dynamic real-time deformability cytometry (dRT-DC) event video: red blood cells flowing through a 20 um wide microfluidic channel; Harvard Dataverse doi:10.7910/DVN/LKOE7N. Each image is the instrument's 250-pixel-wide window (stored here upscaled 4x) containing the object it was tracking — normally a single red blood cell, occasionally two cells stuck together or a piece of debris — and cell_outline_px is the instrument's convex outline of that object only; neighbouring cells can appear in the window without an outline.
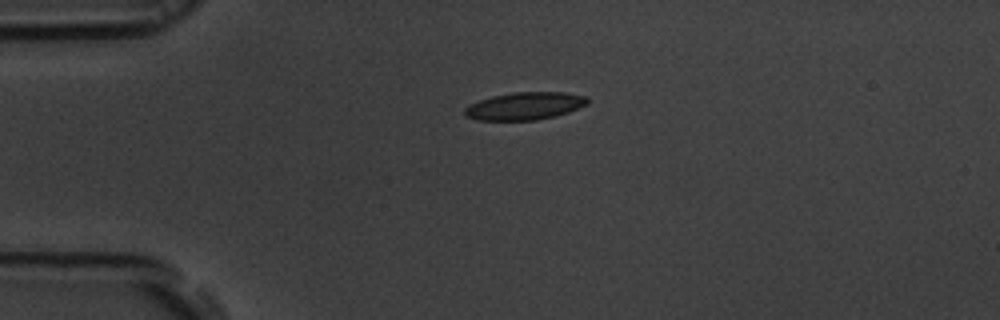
{"species": "common noctule bat (a hibernating species)", "species_latin": "Nyctalus noctula", "temperature_condition": "room temperature", "stored_images_in_passage": 43, "camera_frame_rate_fps": 3000, "um_per_image_px": 0.085, "animal": {"sex": "male", "body_mass_g": 19.5, "forearm_length_mm": 54.6}, "frame": {"image": 1, "passage_image": 1, "time_ms": 0.0, "image_size_px": [1000, 320], "cell_outline_px": [[588, 104], [568, 112], [556, 116], [536, 120], [476, 120], [464, 116], [464, 108], [468, 104], [492, 96], [512, 92], [564, 92], [588, 96]], "centroid_in_image_um": [44.59, 9.01], "position_along_channel_um": 40.4, "area_um2": 19.94}}
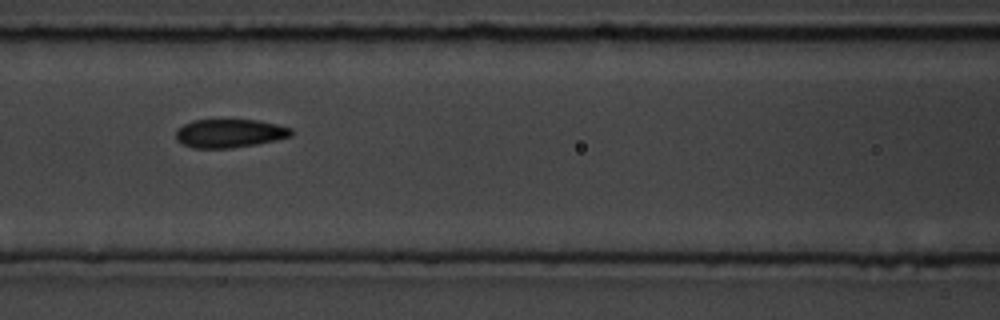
{"frame": {"image": 2, "passage_image": 12, "time_ms": 3.667, "image_size_px": [1000, 320], "cell_outline_px": [[292, 136], [276, 140], [256, 144], [232, 148], [192, 148], [180, 144], [176, 140], [176, 128], [192, 120], [256, 120], [276, 124], [292, 128]], "centroid_in_image_um": [19.47, 11.34], "position_along_channel_um": 147.1, "area_um2": 19.31}}
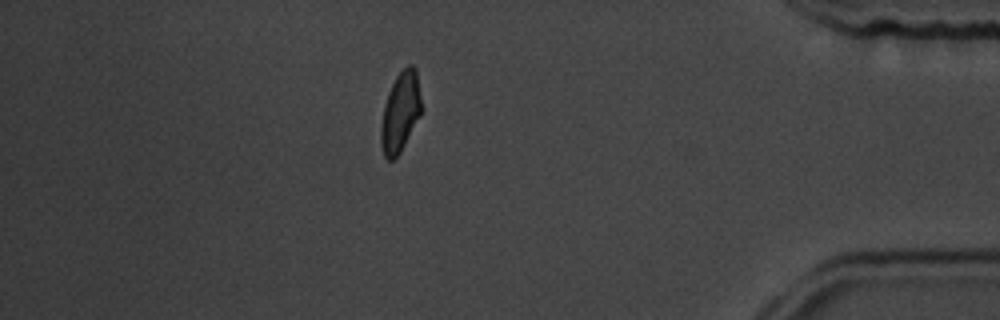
{"frame": {"image": 3, "passage_image": 36, "time_ms": 11.667, "image_size_px": [1000, 320], "cell_outline_px": [[420, 116], [400, 152], [392, 160], [388, 160], [384, 156], [380, 144], [380, 128], [384, 104], [388, 92], [396, 76], [408, 64], [412, 64], [416, 68], [420, 96]], "centroid_in_image_um": [34.0, 9.53], "position_along_channel_um": 401.2, "area_um2": 18.67}, "authors_computed_cell_mechanics": {"area_um2": 19.4786, "velocity_mm_per_s": 3.6777, "shape_relaxation_time_tau1_ms": 3.9148, "shape_relaxation_time_tau2_ms": 1.3584, "deformation_change_tau1": 0.1521, "deformation_change_tau2": 0.0807}}